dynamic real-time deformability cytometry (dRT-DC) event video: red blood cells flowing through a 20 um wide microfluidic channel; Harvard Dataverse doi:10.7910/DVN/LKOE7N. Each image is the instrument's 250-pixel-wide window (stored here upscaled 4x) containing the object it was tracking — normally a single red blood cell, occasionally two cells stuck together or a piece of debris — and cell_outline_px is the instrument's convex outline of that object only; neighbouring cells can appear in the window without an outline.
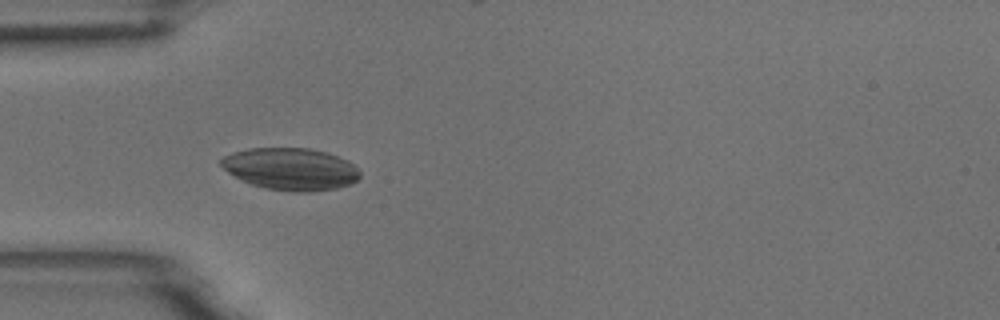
{"species": "common noctule bat (a hibernating species)", "species_latin": "Nyctalus noctula", "temperature_condition": "room temperature", "stored_images_in_passage": 6, "camera_frame_rate_fps": 3000, "um_per_image_px": 0.085, "animal": {"sex": "male", "body_mass_g": 18.8}, "frame": {"image": 1, "passage_image": 5, "time_ms": 1.333, "image_size_px": [1000, 320], "cell_outline_px": [[360, 176], [352, 184], [336, 188], [308, 192], [292, 192], [264, 188], [252, 184], [228, 172], [220, 164], [220, 160], [224, 156], [232, 152], [248, 148], [308, 148], [324, 152], [348, 160], [360, 172]], "centroid_in_image_um": [24.7, 14.36], "position_along_channel_um": 60.3, "area_um2": 33.93}}